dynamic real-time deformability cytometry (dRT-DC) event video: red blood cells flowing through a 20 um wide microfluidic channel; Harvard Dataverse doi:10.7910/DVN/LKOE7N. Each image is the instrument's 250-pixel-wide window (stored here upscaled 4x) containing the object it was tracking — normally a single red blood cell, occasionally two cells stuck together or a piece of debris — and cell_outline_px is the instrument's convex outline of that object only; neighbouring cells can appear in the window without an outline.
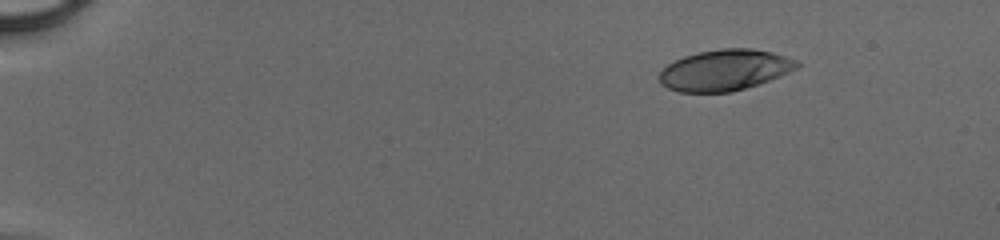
{"species": "human", "species_latin": "Homo sapiens", "temperature_condition": "cold", "stored_images_in_passage": 43, "camera_frame_rate_fps": 3000, "um_per_image_px": 0.085, "donor": {"sex": "male"}, "frame": {"image": 1, "passage_image": 1, "time_ms": 0.0, "image_size_px": [1000, 240], "cell_outline_px": [[800, 64], [796, 68], [788, 72], [768, 80], [732, 92], [680, 92], [668, 88], [660, 84], [660, 72], [668, 64], [684, 56], [696, 52], [720, 48], [752, 48], [772, 52], [800, 60]], "centroid_in_image_um": [61.6, 5.94], "position_along_channel_um": 23.4, "area_um2": 32.77}}
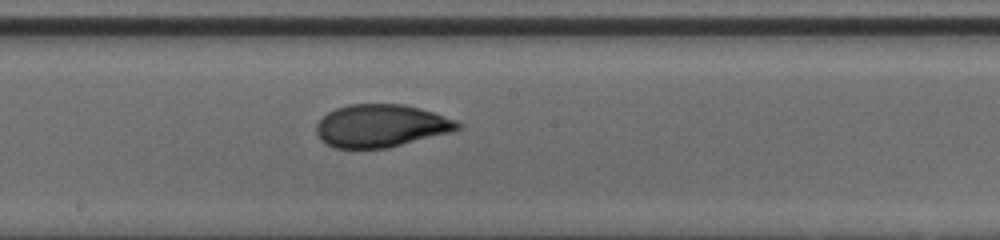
{"frame": {"image": 2, "passage_image": 23, "time_ms": 7.333, "image_size_px": [1000, 240], "cell_outline_px": [[464, 124], [460, 128], [452, 132], [388, 148], [336, 148], [320, 140], [316, 132], [316, 124], [328, 112], [336, 108], [348, 104], [404, 104], [420, 108], [456, 120]], "centroid_in_image_um": [32.4, 10.69], "position_along_channel_um": 215.8, "area_um2": 35.26}}
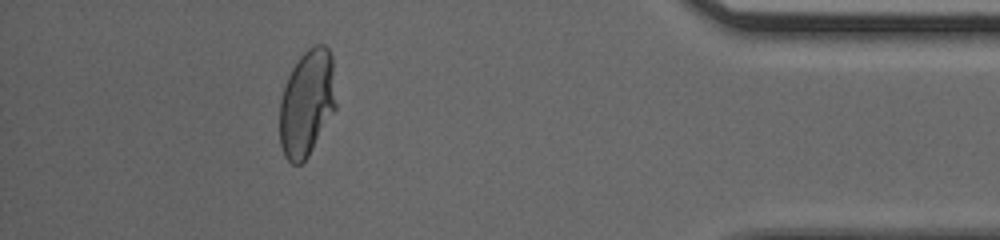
{"frame": {"image": 3, "passage_image": 39, "time_ms": 12.667, "image_size_px": [1000, 240], "cell_outline_px": [[336, 108], [308, 156], [300, 164], [292, 164], [284, 156], [280, 144], [280, 100], [288, 76], [292, 68], [300, 56], [308, 48], [316, 44], [324, 44], [328, 48], [332, 56], [336, 104]], "centroid_in_image_um": [26.08, 8.75], "position_along_channel_um": 409.1, "area_um2": 34.91}}